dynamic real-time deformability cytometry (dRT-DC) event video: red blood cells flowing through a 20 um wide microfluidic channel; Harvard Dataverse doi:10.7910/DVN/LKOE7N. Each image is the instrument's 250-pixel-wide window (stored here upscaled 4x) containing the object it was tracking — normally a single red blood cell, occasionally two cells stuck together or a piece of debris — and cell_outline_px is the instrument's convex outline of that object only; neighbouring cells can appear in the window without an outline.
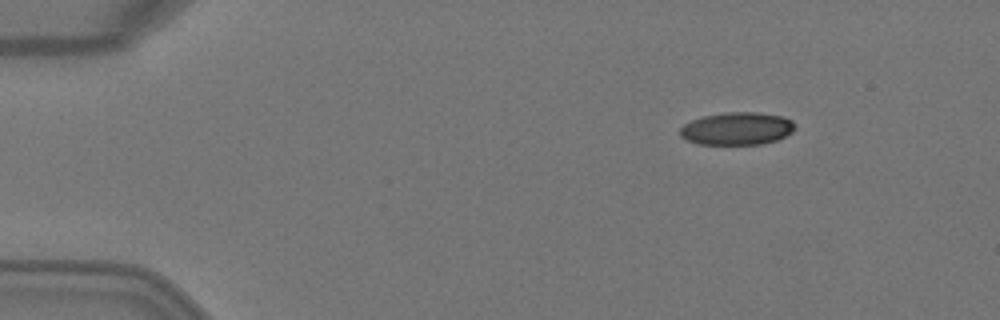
{"species": "Egyptian fruit bat (a non-hibernating species)", "species_latin": "Rousettus aegyptiacus", "temperature_condition": "warm", "stored_images_in_passage": 5, "camera_frame_rate_fps": 3000, "um_per_image_px": 0.085, "animal": {"sex": "female"}, "frame": {"image": 1, "passage_image": 1, "time_ms": 0.0, "image_size_px": [1000, 320], "cell_outline_px": [[796, 128], [792, 132], [776, 140], [760, 144], [696, 144], [680, 136], [680, 128], [684, 124], [692, 120], [704, 116], [728, 112], [756, 112], [784, 116], [792, 120], [796, 124]], "centroid_in_image_um": [62.67, 10.92], "position_along_channel_um": 22.3, "area_um2": 21.91}}